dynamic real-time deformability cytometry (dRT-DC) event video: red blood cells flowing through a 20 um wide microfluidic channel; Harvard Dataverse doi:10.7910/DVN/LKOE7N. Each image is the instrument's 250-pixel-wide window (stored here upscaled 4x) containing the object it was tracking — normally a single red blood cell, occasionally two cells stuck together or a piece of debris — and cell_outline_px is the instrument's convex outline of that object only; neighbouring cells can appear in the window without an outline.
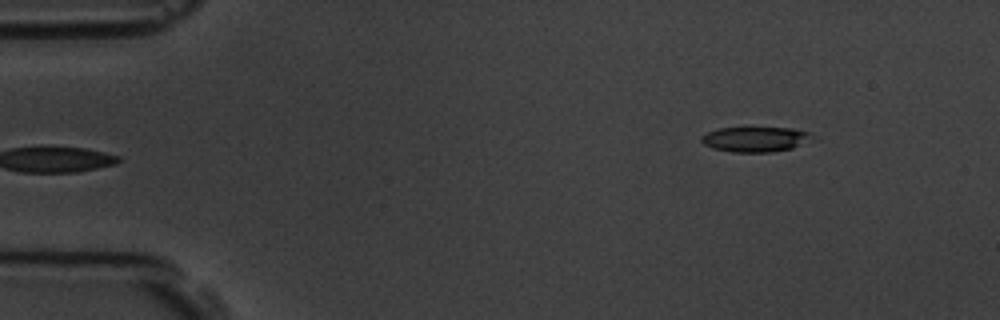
{"species": "common noctule bat (a hibernating species)", "species_latin": "Nyctalus noctula", "temperature_condition": "room temperature", "stored_images_in_passage": 5, "segment_of_instrument_passage": [2, 2], "camera_frame_rate_fps": 3000, "um_per_image_px": 0.085, "animal": {"sex": "male", "body_mass_g": 19.5, "forearm_length_mm": 54.6}, "frame": {"image": 1, "passage_image": 5, "time_ms": 5.333, "image_size_px": [1000, 320], "cell_outline_px": [[812, 136], [792, 148], [772, 152], [732, 152], [712, 148], [704, 144], [700, 140], [700, 136], [716, 128], [792, 128], [812, 132]], "centroid_in_image_um": [64.12, 11.83], "position_along_channel_um": 20.9, "area_um2": 16.01}}